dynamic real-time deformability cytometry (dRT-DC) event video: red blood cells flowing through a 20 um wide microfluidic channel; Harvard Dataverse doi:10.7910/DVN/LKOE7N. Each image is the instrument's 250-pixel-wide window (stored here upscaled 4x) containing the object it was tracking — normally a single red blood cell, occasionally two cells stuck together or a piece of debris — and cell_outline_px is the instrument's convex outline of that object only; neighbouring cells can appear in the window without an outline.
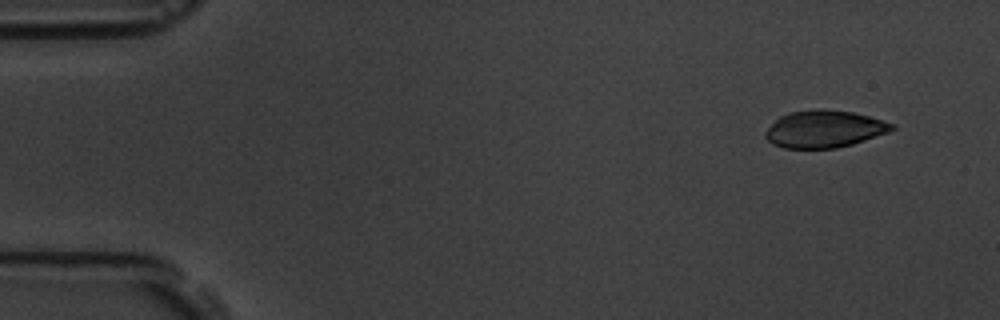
{"species": "common noctule bat (a hibernating species)", "species_latin": "Nyctalus noctula", "temperature_condition": "room temperature", "stored_images_in_passage": 5, "camera_frame_rate_fps": 3000, "um_per_image_px": 0.085, "animal": {"sex": "male", "body_mass_g": 19.5, "forearm_length_mm": 54.6}, "frame": {"image": 1, "passage_image": 1, "time_ms": 0.0, "image_size_px": [1000, 320], "cell_outline_px": [[896, 128], [888, 132], [852, 144], [836, 148], [784, 148], [772, 144], [764, 136], [764, 132], [780, 116], [788, 112], [816, 108], [820, 108], [852, 112], [868, 116], [896, 124]], "centroid_in_image_um": [70.05, 10.96], "position_along_channel_um": 14.9, "area_um2": 27.46}}
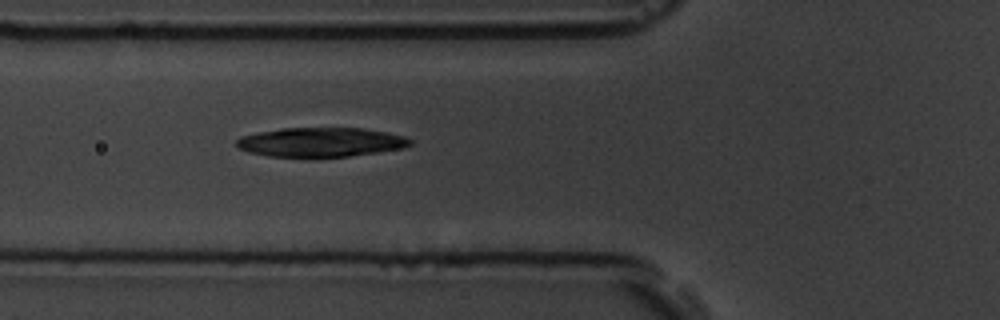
{"frame": {"image": 2, "passage_image": 5, "time_ms": 5.333, "image_size_px": [1000, 320], "cell_outline_px": [[412, 144], [404, 148], [348, 156], [312, 160], [268, 156], [248, 152], [240, 148], [236, 144], [236, 140], [240, 136], [280, 128], [364, 128], [388, 132], [404, 136], [412, 140]], "centroid_in_image_um": [27.25, 12.12], "position_along_channel_um": 98.5, "area_um2": 30.58}}